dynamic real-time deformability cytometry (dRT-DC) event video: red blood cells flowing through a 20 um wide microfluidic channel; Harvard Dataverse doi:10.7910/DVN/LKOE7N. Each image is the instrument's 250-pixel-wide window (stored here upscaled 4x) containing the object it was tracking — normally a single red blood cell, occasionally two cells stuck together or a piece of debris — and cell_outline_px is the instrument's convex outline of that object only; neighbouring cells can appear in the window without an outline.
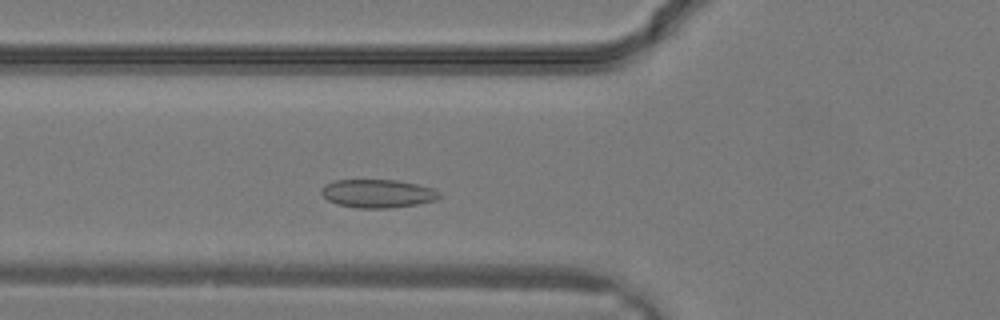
{"species": "common noctule bat (a hibernating species)", "species_latin": "Nyctalus noctula", "temperature_condition": "warm", "stored_images_in_passage": 26, "camera_frame_rate_fps": 3000, "um_per_image_px": 0.085, "animal": {"sex": "male", "body_mass_g": 19.2, "forearm_length_mm": 51.8}, "frame": {"image": 1, "passage_image": 6, "time_ms": 1.667, "image_size_px": [1000, 320], "cell_outline_px": [[440, 196], [436, 200], [416, 204], [388, 208], [360, 208], [336, 204], [328, 200], [320, 192], [324, 184], [332, 180], [396, 180], [416, 184], [432, 188], [440, 192]], "centroid_in_image_um": [32.07, 16.44], "position_along_channel_um": 93.7, "area_um2": 19.42}}
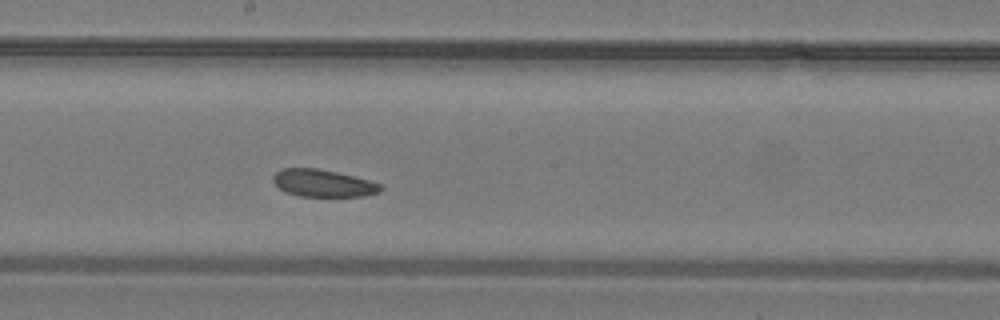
{"frame": {"image": 2, "passage_image": 12, "time_ms": 3.667, "image_size_px": [1000, 320], "cell_outline_px": [[384, 188], [380, 192], [364, 196], [300, 196], [288, 192], [280, 188], [272, 180], [272, 176], [280, 168], [316, 168], [336, 172], [368, 180], [380, 184]], "centroid_in_image_um": [27.46, 15.57], "position_along_channel_um": 220.7, "area_um2": 16.94}}
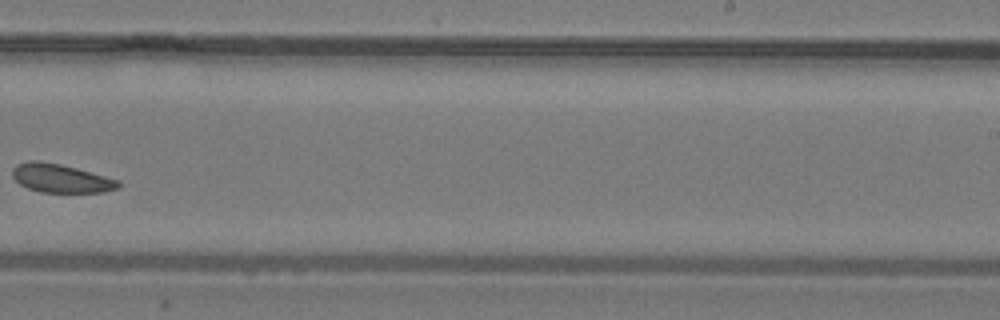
{"frame": {"image": 3, "passage_image": 15, "time_ms": 4.667, "image_size_px": [1000, 320], "cell_outline_px": [[120, 188], [104, 192], [40, 192], [28, 188], [20, 184], [12, 176], [12, 168], [16, 164], [28, 160], [36, 160], [60, 164], [76, 168], [120, 180]], "centroid_in_image_um": [5.17, 15.15], "position_along_channel_um": 283.8, "area_um2": 17.69}}